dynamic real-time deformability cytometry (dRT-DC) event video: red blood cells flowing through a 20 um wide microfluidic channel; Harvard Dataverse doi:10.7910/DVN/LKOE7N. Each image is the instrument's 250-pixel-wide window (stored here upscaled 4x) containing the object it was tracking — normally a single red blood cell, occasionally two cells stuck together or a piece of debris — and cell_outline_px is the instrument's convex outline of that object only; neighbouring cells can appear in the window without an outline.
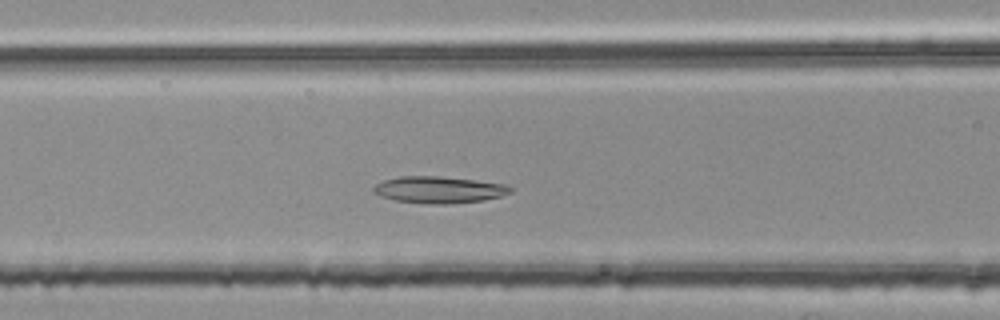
{"species": "common noctule bat (a hibernating species)", "species_latin": "Nyctalus noctula", "temperature_condition": "room temperature", "stored_images_in_passage": 43, "camera_frame_rate_fps": 3000, "um_per_image_px": 0.085, "animal": {"sex": "female", "body_mass_g": 25.1}, "frame": {"image": 1, "passage_image": 16, "time_ms": 5.0, "image_size_px": [1000, 320], "cell_outline_px": [[516, 188], [512, 192], [500, 196], [484, 200], [448, 204], [428, 204], [396, 200], [380, 196], [372, 192], [372, 188], [376, 184], [384, 180], [400, 176], [440, 176], [504, 184]], "centroid_in_image_um": [37.31, 16.13], "position_along_channel_um": 129.3, "area_um2": 21.33}}
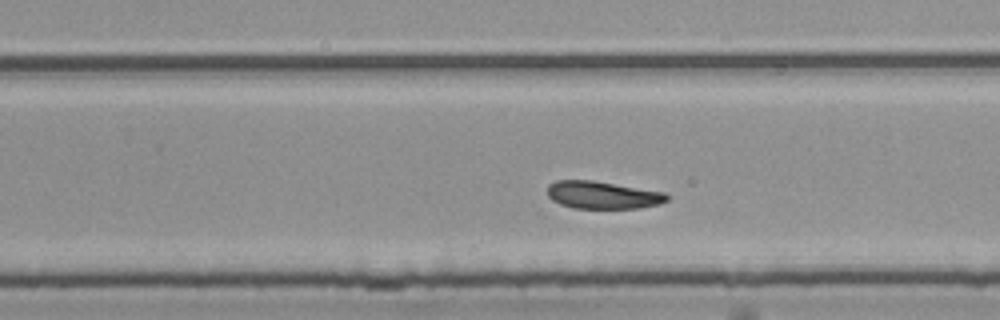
{"frame": {"image": 2, "passage_image": 28, "time_ms": 9.0, "image_size_px": [1000, 320], "cell_outline_px": [[668, 200], [660, 204], [640, 208], [572, 208], [560, 204], [552, 200], [548, 196], [548, 184], [556, 180], [592, 180], [664, 192], [668, 196]], "centroid_in_image_um": [51.21, 16.58], "position_along_channel_um": 278.6, "area_um2": 19.19}}
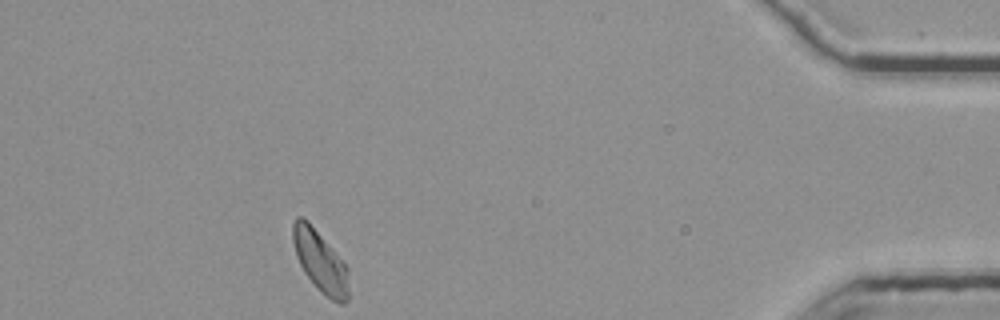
{"frame": {"image": 3, "passage_image": 43, "time_ms": 14.0, "image_size_px": [1000, 320], "cell_outline_px": [[348, 300], [344, 304], [340, 304], [332, 300], [320, 292], [304, 272], [296, 256], [292, 240], [292, 224], [296, 216], [304, 216], [308, 220], [332, 248], [348, 268]], "centroid_in_image_um": [27.2, 22.2], "position_along_channel_um": 408.0, "area_um2": 20.11}, "authors_computed_cell_mechanics": {"area_um2": 20.23, "velocity_mm_per_s": 3.7467, "shape_relaxation_time_tau1_ms": 10.5769, "shape_relaxation_time_tau2_ms": null, "deformation_change_tau1": 0.1941, "deformation_change_tau2": null}}